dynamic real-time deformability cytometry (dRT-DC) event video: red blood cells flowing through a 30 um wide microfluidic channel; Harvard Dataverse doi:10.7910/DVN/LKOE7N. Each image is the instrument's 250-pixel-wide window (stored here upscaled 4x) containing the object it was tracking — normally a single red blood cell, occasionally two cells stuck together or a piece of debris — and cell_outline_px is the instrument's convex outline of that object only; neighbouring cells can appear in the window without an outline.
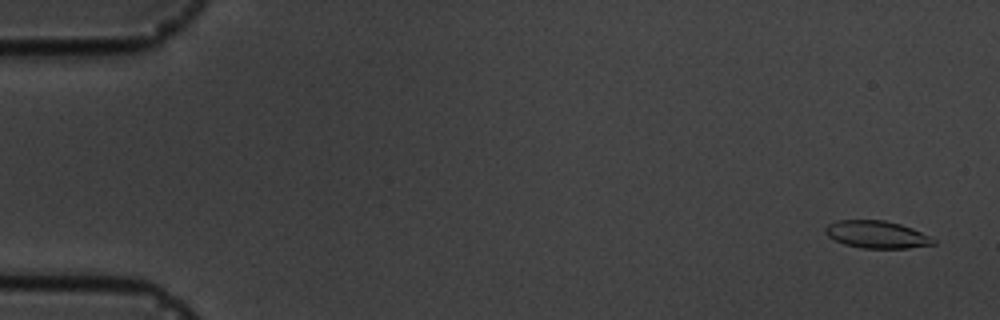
{"species": "common noctule bat (a hibernating species)", "species_latin": "Nyctalus noctula", "temperature_condition": "cold", "stored_images_in_passage": 4, "camera_frame_rate_fps": 3000, "um_per_image_px": 0.085, "animal": {"sex": "male", "body_mass_g": 19.5, "forearm_length_mm": 54.6}, "frame": {"image": 1, "passage_image": 1, "time_ms": 0.0, "image_size_px": [1000, 320], "cell_outline_px": [[936, 244], [908, 248], [860, 248], [844, 244], [828, 236], [824, 232], [824, 228], [828, 224], [836, 220], [884, 220], [900, 224], [912, 228], [936, 240]], "centroid_in_image_um": [74.5, 19.93], "position_along_channel_um": 10.5, "area_um2": 17.22}}
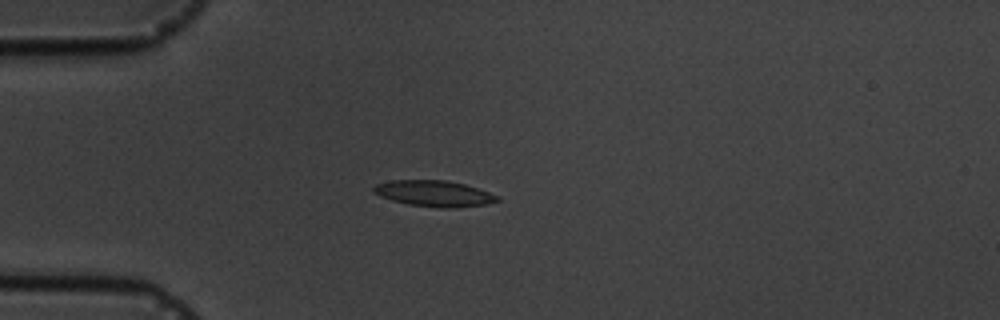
{"frame": {"image": 2, "passage_image": 4, "time_ms": 4.333, "image_size_px": [1000, 320], "cell_outline_px": [[500, 200], [488, 204], [456, 208], [440, 208], [408, 204], [392, 200], [380, 196], [372, 192], [372, 188], [376, 184], [392, 180], [444, 180], [464, 184], [500, 196]], "centroid_in_image_um": [36.9, 16.45], "position_along_channel_um": 48.1, "area_um2": 18.79}}